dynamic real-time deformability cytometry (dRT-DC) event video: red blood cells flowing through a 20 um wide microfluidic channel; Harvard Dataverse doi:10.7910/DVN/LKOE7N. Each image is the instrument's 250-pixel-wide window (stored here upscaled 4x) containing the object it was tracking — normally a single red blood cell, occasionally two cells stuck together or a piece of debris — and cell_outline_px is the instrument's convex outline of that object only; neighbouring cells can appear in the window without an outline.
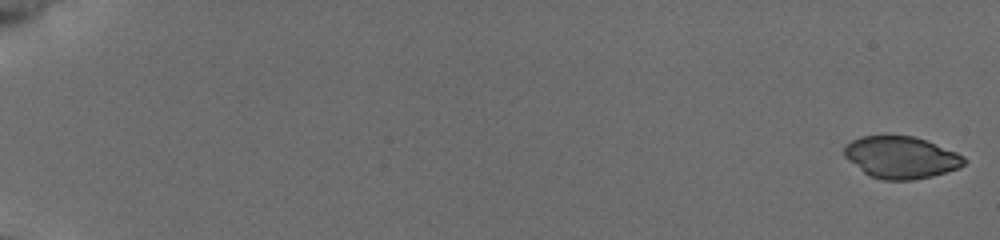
{"species": "common noctule bat (a hibernating species)", "species_latin": "Nyctalus noctula", "temperature_condition": "cold", "stored_images_in_passage": 54, "camera_frame_rate_fps": 3000, "um_per_image_px": 0.085, "animal": {"sex": "female", "body_mass_g": 19.5, "forearm_length_mm": 54.1}, "frame": {"image": 1, "passage_image": 1, "time_ms": 0.0, "image_size_px": [1000, 240], "cell_outline_px": [[968, 160], [960, 168], [932, 176], [912, 180], [884, 180], [868, 176], [848, 160], [844, 156], [844, 144], [860, 136], [912, 136], [924, 140], [956, 152], [964, 156]], "centroid_in_image_um": [76.57, 13.39], "position_along_channel_um": 8.4, "area_um2": 29.36}}
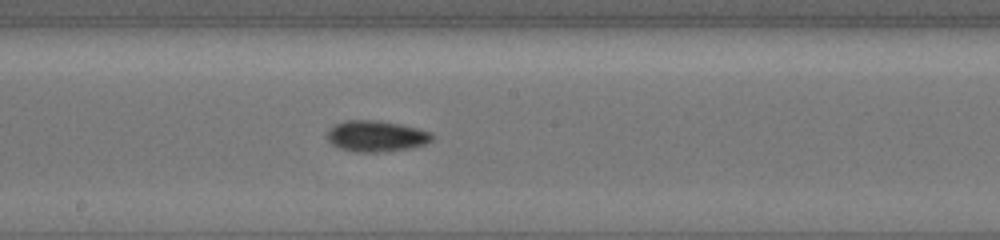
{"frame": {"image": 2, "passage_image": 31, "time_ms": 10.0, "image_size_px": [1000, 240], "cell_outline_px": [[436, 136], [432, 140], [424, 144], [408, 148], [376, 152], [356, 152], [340, 148], [332, 144], [324, 136], [328, 128], [344, 120], [380, 120], [420, 128], [432, 132]], "centroid_in_image_um": [31.96, 11.55], "position_along_channel_um": 216.2, "area_um2": 19.25}}
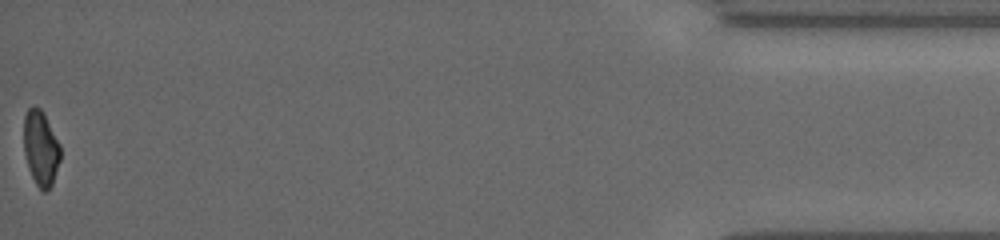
{"frame": {"image": 3, "passage_image": 54, "time_ms": 17.667, "image_size_px": [1000, 240], "cell_outline_px": [[60, 160], [52, 184], [44, 192], [36, 184], [28, 168], [24, 152], [24, 116], [28, 108], [40, 108], [44, 112], [60, 144]], "centroid_in_image_um": [3.47, 12.58], "position_along_channel_um": 431.7, "area_um2": 15.9}, "authors_computed_cell_mechanics": {"area_um2": 17.629, "velocity_mm_per_s": 3.8437, "shape_relaxation_time_tau1_ms": 3.9169, "shape_relaxation_time_tau2_ms": null, "deformation_change_tau1": 0.1026, "deformation_change_tau2": null}}